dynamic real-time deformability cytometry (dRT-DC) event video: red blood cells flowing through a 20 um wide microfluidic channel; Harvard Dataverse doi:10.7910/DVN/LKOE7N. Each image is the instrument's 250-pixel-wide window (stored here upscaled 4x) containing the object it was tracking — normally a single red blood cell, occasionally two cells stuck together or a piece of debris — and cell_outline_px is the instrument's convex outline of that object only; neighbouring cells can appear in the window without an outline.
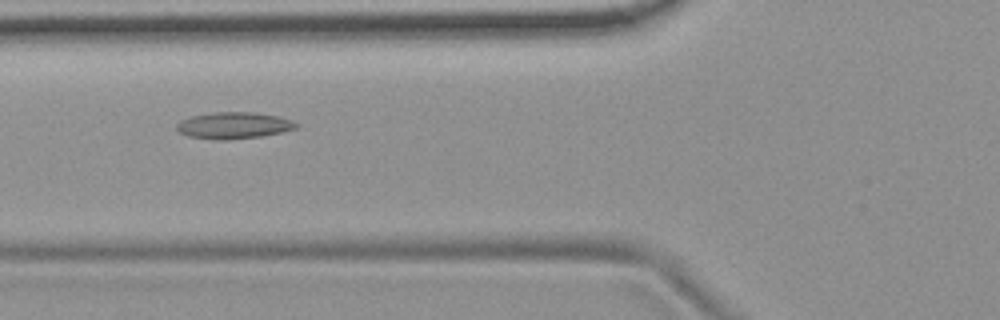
{"species": "common noctule bat (a hibernating species)", "species_latin": "Nyctalus noctula", "temperature_condition": "room temperature", "stored_images_in_passage": 20, "camera_frame_rate_fps": 3000, "um_per_image_px": 0.085, "animal": {"sex": "female", "body_mass_g": 19.9}, "frame": {"image": 1, "passage_image": 4, "time_ms": 1.0, "image_size_px": [1000, 320], "cell_outline_px": [[300, 124], [296, 128], [280, 132], [260, 136], [224, 140], [216, 140], [188, 136], [180, 132], [176, 128], [176, 124], [180, 120], [192, 116], [212, 112], [252, 112], [276, 116], [292, 120]], "centroid_in_image_um": [19.84, 10.66], "position_along_channel_um": 106.0, "area_um2": 18.38}}